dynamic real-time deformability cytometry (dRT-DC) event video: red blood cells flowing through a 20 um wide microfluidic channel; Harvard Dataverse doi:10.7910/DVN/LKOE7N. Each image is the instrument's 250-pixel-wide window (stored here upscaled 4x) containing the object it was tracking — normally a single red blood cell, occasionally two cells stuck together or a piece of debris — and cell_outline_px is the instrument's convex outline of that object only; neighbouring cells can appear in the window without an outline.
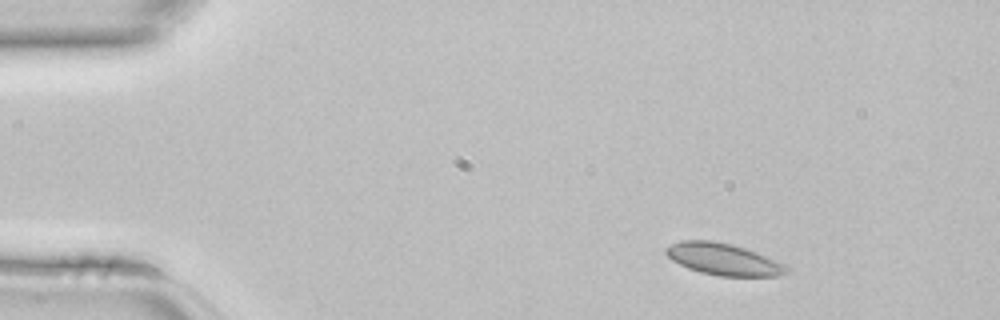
{"species": "common noctule bat (a hibernating species)", "species_latin": "Nyctalus noctula", "temperature_condition": "room temperature", "stored_images_in_passage": 40, "camera_frame_rate_fps": 3000, "um_per_image_px": 0.085, "animal": {"sex": "female", "body_mass_g": 22.7, "forearm_length_mm": 54.2}, "frame": {"image": 1, "passage_image": 2, "time_ms": 0.333, "image_size_px": [1000, 320], "cell_outline_px": [[788, 272], [780, 276], [720, 276], [700, 272], [688, 268], [672, 260], [664, 252], [664, 248], [680, 240], [712, 240], [732, 244], [756, 252], [784, 264], [788, 268]], "centroid_in_image_um": [61.46, 22.03], "position_along_channel_um": 23.5, "area_um2": 22.25}}
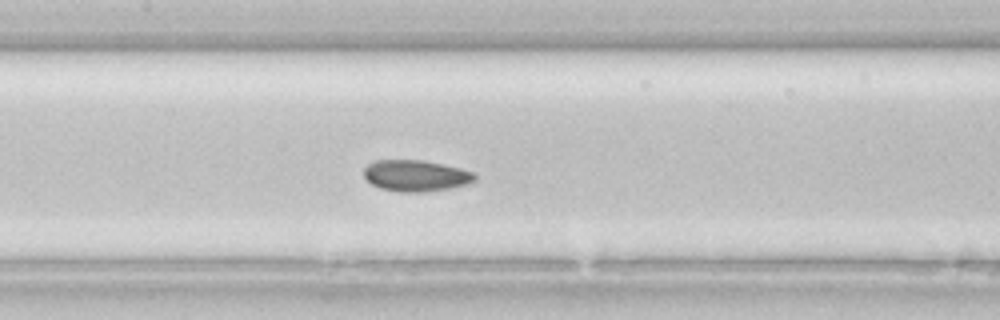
{"frame": {"image": 2, "passage_image": 17, "time_ms": 5.333, "image_size_px": [1000, 320], "cell_outline_px": [[476, 180], [468, 184], [448, 188], [424, 192], [400, 192], [380, 188], [372, 184], [364, 176], [364, 168], [368, 164], [376, 160], [424, 160], [460, 168], [472, 172], [476, 176]], "centroid_in_image_um": [35.34, 14.93], "position_along_channel_um": 172.1, "area_um2": 20.17}}
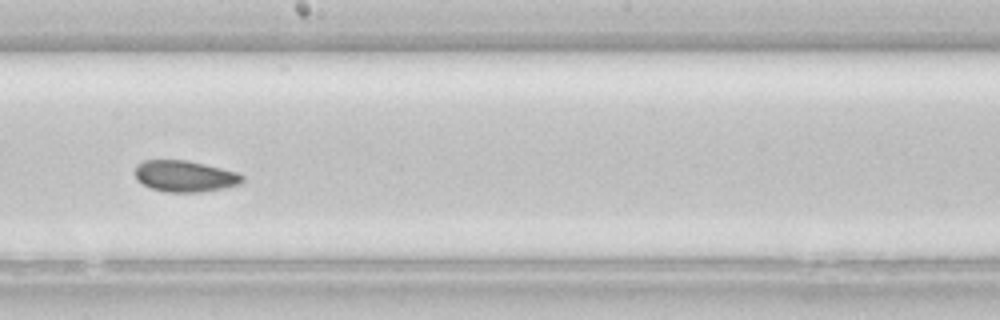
{"frame": {"image": 3, "passage_image": 21, "time_ms": 6.667, "image_size_px": [1000, 320], "cell_outline_px": [[244, 180], [240, 184], [200, 192], [164, 192], [152, 188], [136, 180], [132, 172], [136, 164], [144, 160], [188, 160], [236, 172], [244, 176]], "centroid_in_image_um": [15.64, 14.96], "position_along_channel_um": 232.6, "area_um2": 19.65}}